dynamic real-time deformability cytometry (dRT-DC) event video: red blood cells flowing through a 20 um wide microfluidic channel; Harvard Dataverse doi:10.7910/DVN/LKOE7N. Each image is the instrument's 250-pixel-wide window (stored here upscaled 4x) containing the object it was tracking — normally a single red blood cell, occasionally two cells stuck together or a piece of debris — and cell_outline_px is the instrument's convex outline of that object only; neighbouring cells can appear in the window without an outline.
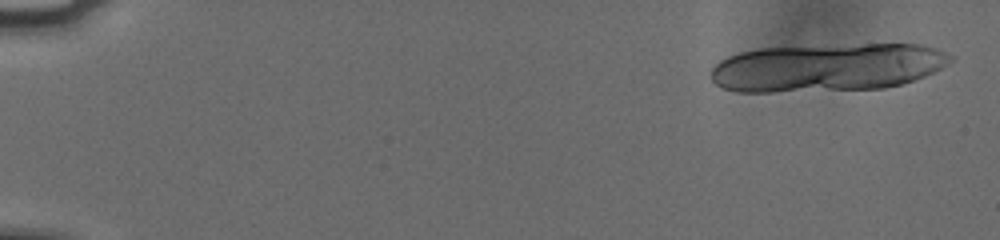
{"species": "human", "species_latin": "Homo sapiens", "temperature_condition": "cold", "stored_images_in_passage": 23, "camera_frame_rate_fps": 3000, "um_per_image_px": 0.085, "donor": {"sex": "male"}, "frame": {"image": 1, "passage_image": 2, "time_ms": 0.333, "image_size_px": [1000, 240], "cell_outline_px": [[952, 60], [940, 68], [924, 76], [900, 84], [884, 88], [772, 92], [736, 92], [724, 88], [716, 84], [712, 80], [712, 68], [720, 60], [728, 56], [740, 52], [756, 48], [864, 44], [920, 44], [936, 48], [952, 56]], "centroid_in_image_um": [70.27, 5.73], "position_along_channel_um": 14.7, "area_um2": 67.05}}
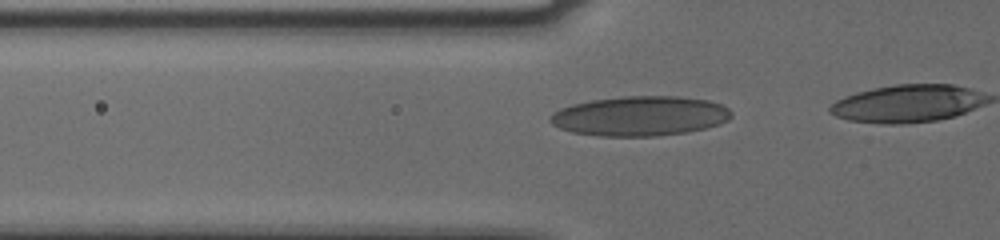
{"frame": {"image": 2, "passage_image": 17, "time_ms": 5.333, "image_size_px": [1000, 240], "cell_outline_px": [[732, 116], [728, 120], [720, 124], [688, 132], [656, 136], [600, 136], [572, 132], [560, 128], [552, 124], [548, 120], [552, 112], [560, 108], [572, 104], [592, 100], [624, 96], [680, 96], [708, 100], [720, 104], [728, 108], [732, 112]], "centroid_in_image_um": [54.4, 9.86], "position_along_channel_um": 71.4, "area_um2": 42.14}}
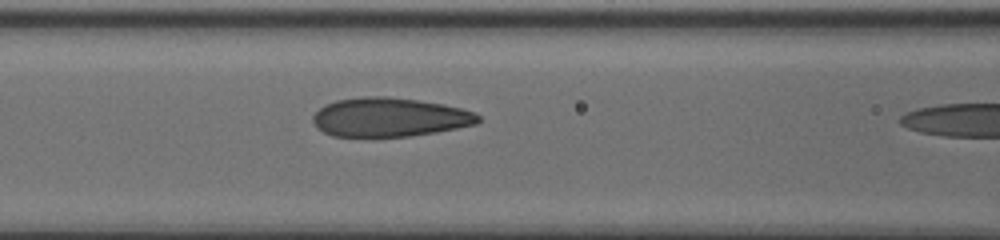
{"frame": {"image": 3, "passage_image": 22, "time_ms": 7.0, "image_size_px": [1000, 240], "cell_outline_px": [[480, 120], [476, 124], [436, 132], [408, 136], [332, 136], [316, 128], [312, 120], [312, 116], [324, 104], [336, 100], [360, 96], [388, 96], [444, 104], [476, 112], [480, 116]], "centroid_in_image_um": [33.09, 9.95], "position_along_channel_um": 133.5, "area_um2": 37.63}}